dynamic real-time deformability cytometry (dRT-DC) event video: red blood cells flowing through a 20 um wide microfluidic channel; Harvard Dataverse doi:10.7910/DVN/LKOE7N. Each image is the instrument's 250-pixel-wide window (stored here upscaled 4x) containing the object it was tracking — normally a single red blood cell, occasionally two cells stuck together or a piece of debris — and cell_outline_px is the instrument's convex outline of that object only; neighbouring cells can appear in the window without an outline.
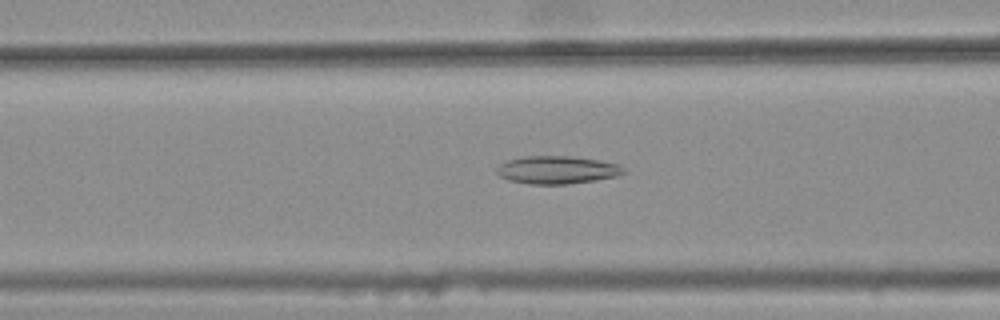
{"species": "common noctule bat (a hibernating species)", "species_latin": "Nyctalus noctula", "temperature_condition": "warm", "stored_images_in_passage": 46, "camera_frame_rate_fps": 3000, "um_per_image_px": 0.085, "animal": {"sex": "female", "body_mass_g": 25.1}, "frame": {"image": 1, "passage_image": 21, "time_ms": 6.667, "image_size_px": [1000, 320], "cell_outline_px": [[628, 172], [616, 176], [596, 180], [568, 184], [528, 184], [508, 180], [500, 176], [496, 172], [496, 168], [500, 164], [508, 160], [524, 156], [568, 156], [600, 160], [620, 164]], "centroid_in_image_um": [47.37, 14.44], "position_along_channel_um": 119.2, "area_um2": 20.75}}
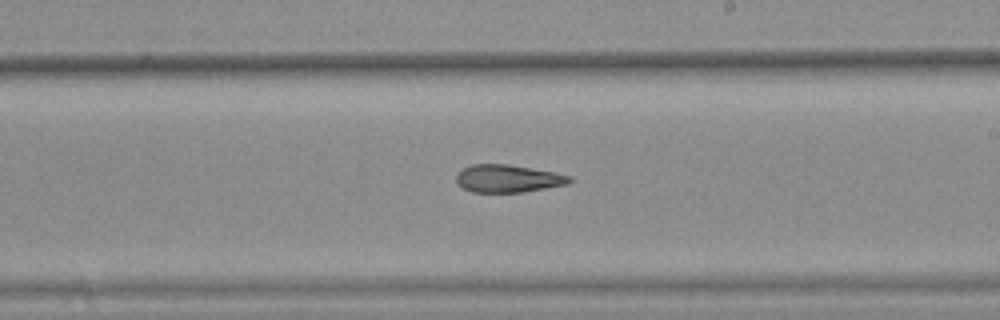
{"frame": {"image": 2, "passage_image": 31, "time_ms": 10.0, "image_size_px": [1000, 320], "cell_outline_px": [[572, 180], [568, 184], [524, 192], [472, 192], [464, 188], [456, 180], [456, 176], [464, 168], [472, 164], [508, 164], [556, 172], [572, 176]], "centroid_in_image_um": [43.23, 15.17], "position_along_channel_um": 245.8, "area_um2": 18.21}}
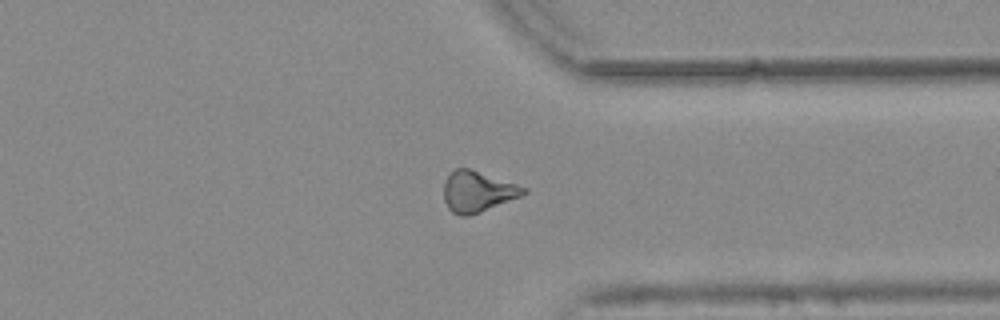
{"frame": {"image": 3, "passage_image": 41, "time_ms": 13.333, "image_size_px": [1000, 320], "cell_outline_px": [[528, 192], [520, 196], [480, 212], [468, 216], [460, 216], [452, 212], [448, 208], [444, 200], [444, 180], [456, 168], [468, 168], [528, 188]], "centroid_in_image_um": [40.57, 16.29], "position_along_channel_um": 370.8, "area_um2": 18.73}}